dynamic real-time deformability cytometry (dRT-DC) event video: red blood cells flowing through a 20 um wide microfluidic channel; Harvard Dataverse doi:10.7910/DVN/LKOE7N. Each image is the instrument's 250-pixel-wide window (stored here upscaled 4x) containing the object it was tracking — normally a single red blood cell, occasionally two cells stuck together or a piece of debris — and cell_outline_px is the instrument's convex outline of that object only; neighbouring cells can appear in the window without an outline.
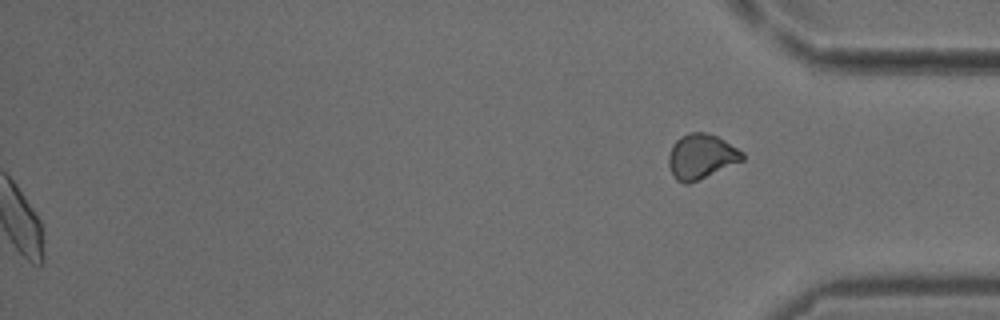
{"species": "common noctule bat (a hibernating species)", "species_latin": "Nyctalus noctula", "temperature_condition": "cold", "stored_images_in_passage": 53, "segment_of_instrument_passage": [2, 2], "camera_frame_rate_fps": 3000, "um_per_image_px": 0.085, "animal": {"sex": "male", "body_mass_g": 18.8}, "frame": {"image": 1, "passage_image": 53, "time_ms": 17.333, "image_size_px": [1000, 320], "cell_outline_px": [[744, 160], [688, 184], [684, 184], [676, 180], [668, 164], [668, 156], [676, 140], [680, 136], [692, 132], [704, 132], [716, 136], [724, 140], [744, 152]], "centroid_in_image_um": [59.6, 13.3], "position_along_channel_um": 375.6, "area_um2": 19.07}}